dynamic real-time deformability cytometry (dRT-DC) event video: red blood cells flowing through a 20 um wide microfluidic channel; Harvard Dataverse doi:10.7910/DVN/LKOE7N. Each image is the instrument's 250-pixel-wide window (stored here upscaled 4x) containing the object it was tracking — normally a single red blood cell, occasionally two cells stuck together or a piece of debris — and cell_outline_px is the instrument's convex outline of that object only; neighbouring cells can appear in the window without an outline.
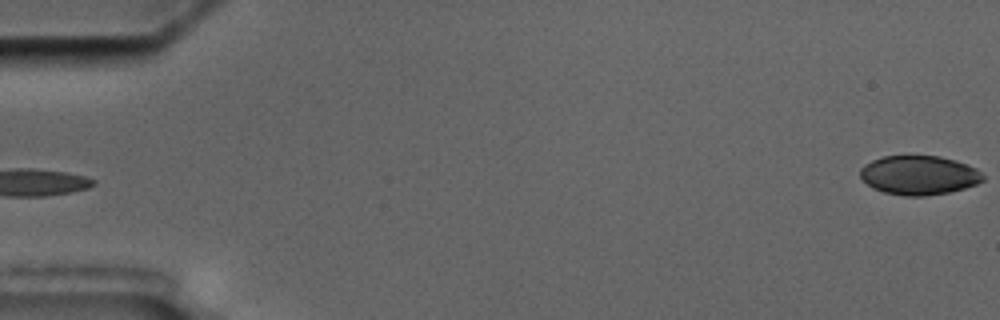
{"species": "common noctule bat (a hibernating species)", "species_latin": "Nyctalus noctula", "temperature_condition": "cold", "stored_images_in_passage": 4, "segment_of_instrument_passage": [2, 2], "camera_frame_rate_fps": 3000, "um_per_image_px": 0.085, "animal": {"sex": "male", "body_mass_g": 17.5, "forearm_length_mm": 52.3}, "frame": {"image": 1, "passage_image": 4, "time_ms": 3.333, "image_size_px": [1000, 320], "cell_outline_px": [[984, 180], [976, 184], [964, 188], [948, 192], [924, 196], [904, 196], [884, 192], [872, 188], [860, 176], [860, 168], [864, 164], [872, 160], [884, 156], [940, 156], [956, 160], [968, 164], [976, 168], [984, 176]], "centroid_in_image_um": [78.11, 14.88], "position_along_channel_um": 6.9, "area_um2": 28.03}}